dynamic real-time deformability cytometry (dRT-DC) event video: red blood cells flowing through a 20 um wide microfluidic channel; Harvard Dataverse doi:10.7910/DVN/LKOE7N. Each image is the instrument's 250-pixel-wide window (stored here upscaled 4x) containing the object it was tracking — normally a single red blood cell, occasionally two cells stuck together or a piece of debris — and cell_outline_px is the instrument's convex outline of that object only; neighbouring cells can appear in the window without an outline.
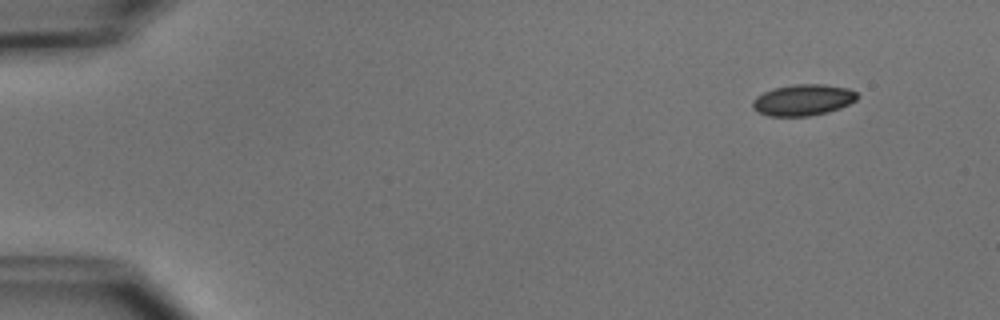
{"species": "common noctule bat (a hibernating species)", "species_latin": "Nyctalus noctula", "temperature_condition": "cold", "stored_images_in_passage": 4, "camera_frame_rate_fps": 3000, "um_per_image_px": 0.085, "animal": {"sex": "male", "body_mass_g": 15.6}, "frame": {"image": 1, "passage_image": 1, "time_ms": 0.0, "image_size_px": [1000, 320], "cell_outline_px": [[860, 96], [856, 100], [840, 108], [828, 112], [808, 116], [768, 116], [752, 108], [752, 100], [756, 96], [772, 88], [796, 84], [824, 84], [848, 88], [856, 92]], "centroid_in_image_um": [68.26, 8.49], "position_along_channel_um": 16.7, "area_um2": 19.13}}
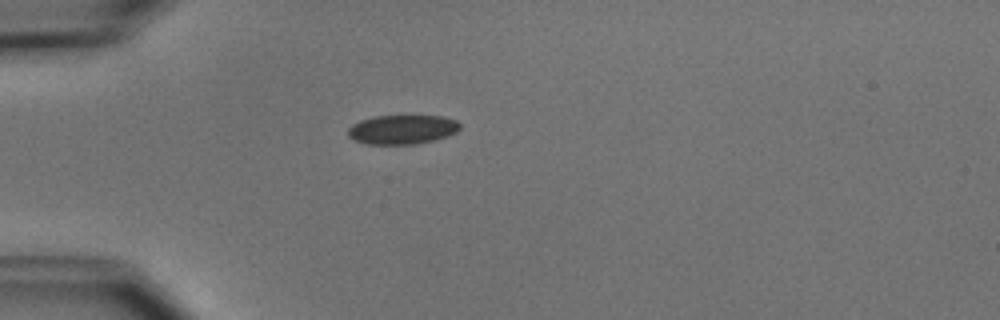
{"frame": {"image": 2, "passage_image": 3, "time_ms": 3.333, "image_size_px": [1000, 320], "cell_outline_px": [[460, 128], [456, 132], [448, 136], [416, 144], [368, 144], [356, 140], [348, 136], [348, 128], [352, 124], [360, 120], [372, 116], [444, 116], [456, 120], [460, 124]], "centroid_in_image_um": [34.19, 11.0], "position_along_channel_um": 50.8, "area_um2": 19.07}}